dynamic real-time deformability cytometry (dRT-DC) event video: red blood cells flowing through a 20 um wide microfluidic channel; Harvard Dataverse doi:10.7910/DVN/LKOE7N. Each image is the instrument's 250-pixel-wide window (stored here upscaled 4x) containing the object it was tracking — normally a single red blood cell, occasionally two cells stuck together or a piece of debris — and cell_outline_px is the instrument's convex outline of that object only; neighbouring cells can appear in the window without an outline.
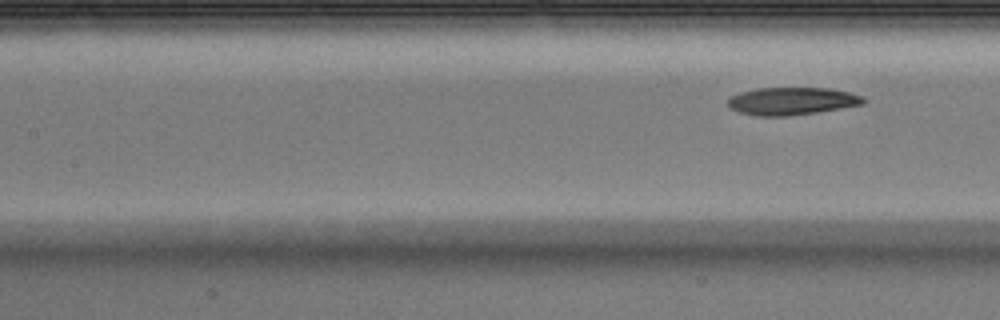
{"species": "Egyptian fruit bat (a non-hibernating species)", "species_latin": "Rousettus aegyptiacus", "temperature_condition": "warm", "stored_images_in_passage": 8, "segment_of_instrument_passage": [2, 2], "camera_frame_rate_fps": 3000, "um_per_image_px": 0.085, "animal": {"sex": "male"}, "frame": {"image": 1, "passage_image": 8, "time_ms": 2.333, "image_size_px": [1000, 320], "cell_outline_px": [[868, 100], [864, 104], [816, 112], [788, 116], [756, 116], [740, 112], [732, 108], [728, 104], [728, 96], [740, 92], [756, 88], [832, 88], [864, 96]], "centroid_in_image_um": [67.32, 8.58], "position_along_channel_um": 140.1, "area_um2": 21.91}}